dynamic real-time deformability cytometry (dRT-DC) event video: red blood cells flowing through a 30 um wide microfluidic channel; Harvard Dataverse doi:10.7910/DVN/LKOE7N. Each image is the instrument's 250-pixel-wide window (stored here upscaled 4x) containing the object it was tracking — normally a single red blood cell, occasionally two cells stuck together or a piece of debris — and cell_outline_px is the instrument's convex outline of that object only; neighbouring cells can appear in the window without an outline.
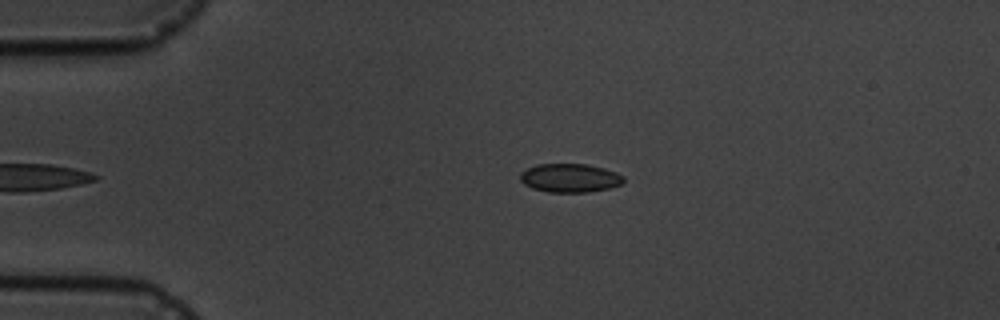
{"species": "common noctule bat (a hibernating species)", "species_latin": "Nyctalus noctula", "temperature_condition": "cold", "stored_images_in_passage": 2, "camera_frame_rate_fps": 3000, "um_per_image_px": 0.085, "animal": {"sex": "male", "body_mass_g": 19.5, "forearm_length_mm": 54.6}, "frame": {"image": 1, "passage_image": 1, "time_ms": 0.0, "image_size_px": [1000, 320], "cell_outline_px": [[624, 180], [620, 184], [608, 188], [588, 192], [548, 192], [532, 188], [524, 184], [520, 180], [520, 172], [536, 164], [588, 164], [604, 168], [616, 172], [624, 176]], "centroid_in_image_um": [48.42, 15.12], "position_along_channel_um": 36.6, "area_um2": 17.28}}